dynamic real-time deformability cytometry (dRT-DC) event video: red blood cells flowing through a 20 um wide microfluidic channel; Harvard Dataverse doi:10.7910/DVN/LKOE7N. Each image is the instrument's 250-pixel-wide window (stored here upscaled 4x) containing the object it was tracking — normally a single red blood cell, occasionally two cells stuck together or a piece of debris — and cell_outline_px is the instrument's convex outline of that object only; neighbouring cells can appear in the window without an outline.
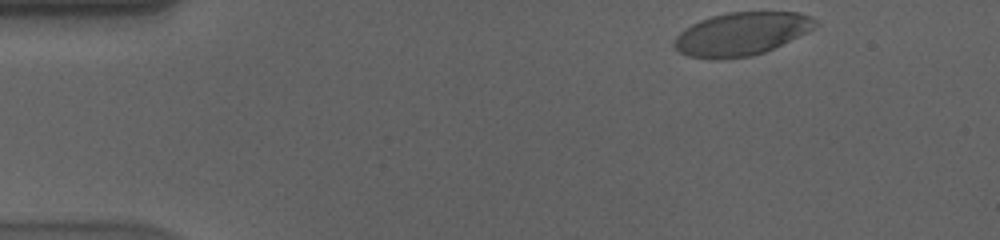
{"species": "human", "species_latin": "Homo sapiens", "temperature_condition": "cold", "stored_images_in_passage": 44, "camera_frame_rate_fps": 3000, "um_per_image_px": 0.085, "donor": {"sex": "male"}, "frame": {"image": 1, "passage_image": 1, "time_ms": 0.0, "image_size_px": [1000, 240], "cell_outline_px": [[820, 24], [808, 32], [764, 52], [752, 56], [716, 60], [688, 56], [680, 52], [672, 44], [672, 40], [684, 28], [700, 20], [712, 16], [728, 12], [800, 12], [812, 16]], "centroid_in_image_um": [63.02, 2.88], "position_along_channel_um": 22.0, "area_um2": 35.66}}
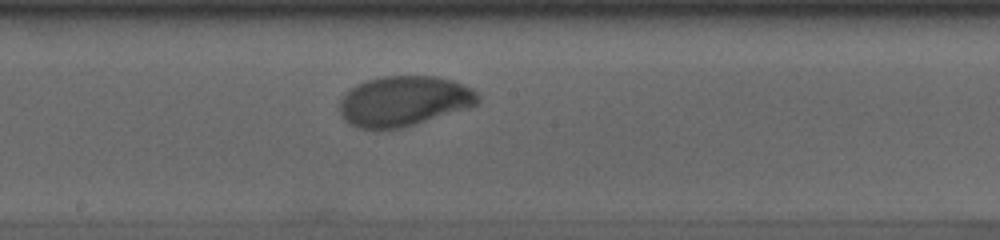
{"frame": {"image": 2, "passage_image": 25, "time_ms": 8.0, "image_size_px": [1000, 240], "cell_outline_px": [[480, 100], [476, 104], [468, 108], [400, 128], [360, 128], [344, 120], [340, 112], [340, 100], [356, 84], [380, 76], [436, 76], [452, 80], [464, 84], [472, 88], [480, 96]], "centroid_in_image_um": [34.36, 8.57], "position_along_channel_um": 213.8, "area_um2": 40.06}}
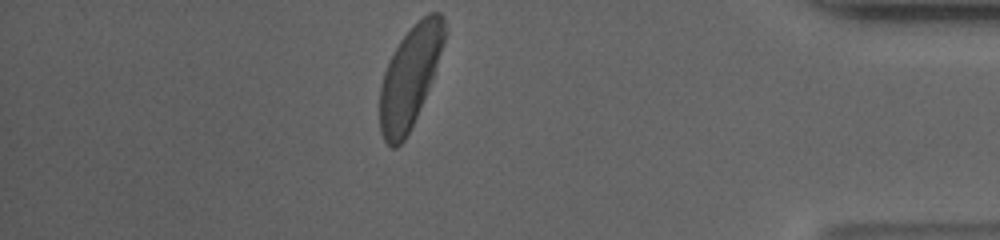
{"frame": {"image": 3, "passage_image": 44, "time_ms": 14.333, "image_size_px": [1000, 240], "cell_outline_px": [[448, 32], [428, 88], [416, 116], [404, 140], [396, 148], [392, 148], [384, 140], [380, 132], [380, 84], [388, 60], [400, 40], [428, 12], [440, 12], [444, 16]], "centroid_in_image_um": [34.84, 6.5], "position_along_channel_um": 400.4, "area_um2": 37.57}, "authors_computed_cell_mechanics": {"area_um2": 39.6219, "velocity_mm_per_s": 3.5249, "shape_relaxation_time_tau1_ms": 3.6491, "shape_relaxation_time_tau2_ms": null, "deformation_change_tau1": 0.1684, "deformation_change_tau2": null}}